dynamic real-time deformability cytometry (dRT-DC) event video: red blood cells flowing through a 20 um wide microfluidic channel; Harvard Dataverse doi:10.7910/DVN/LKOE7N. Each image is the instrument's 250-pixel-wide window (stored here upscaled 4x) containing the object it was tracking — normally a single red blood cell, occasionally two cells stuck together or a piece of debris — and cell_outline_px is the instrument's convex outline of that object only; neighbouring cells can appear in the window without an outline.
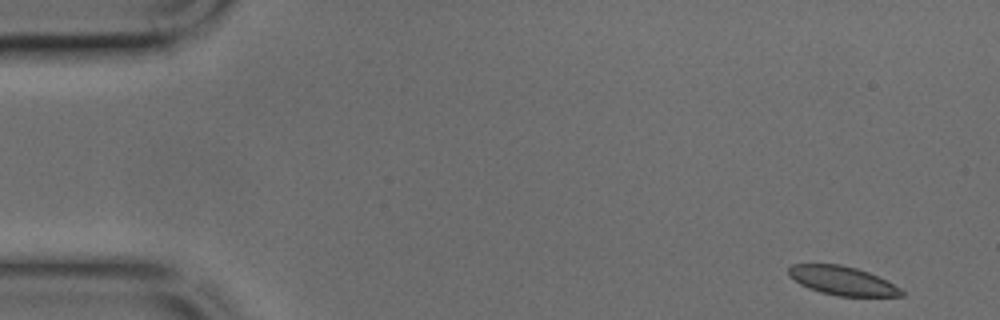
{"species": "common noctule bat (a hibernating species)", "species_latin": "Nyctalus noctula", "temperature_condition": "cold", "stored_images_in_passage": 43, "camera_frame_rate_fps": 3000, "um_per_image_px": 0.085, "animal": {"sex": "male", "body_mass_g": 17.9, "forearm_length_mm": 54.2}, "frame": {"image": 1, "passage_image": 1, "time_ms": 0.0, "image_size_px": [1000, 320], "cell_outline_px": [[904, 296], [836, 296], [820, 292], [808, 288], [800, 284], [788, 276], [788, 268], [792, 264], [840, 264], [856, 268], [868, 272], [900, 288], [904, 292]], "centroid_in_image_um": [71.55, 23.86], "position_along_channel_um": 13.5, "area_um2": 18.84}}
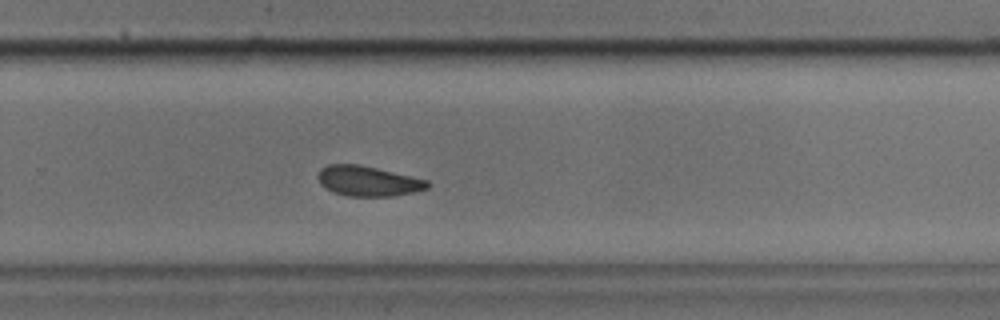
{"frame": {"image": 2, "passage_image": 28, "time_ms": 9.0, "image_size_px": [1000, 320], "cell_outline_px": [[432, 184], [428, 188], [412, 192], [392, 196], [348, 196], [332, 192], [324, 188], [320, 184], [316, 176], [320, 168], [328, 164], [360, 164], [428, 180]], "centroid_in_image_um": [31.24, 15.38], "position_along_channel_um": 298.6, "area_um2": 19.42}}
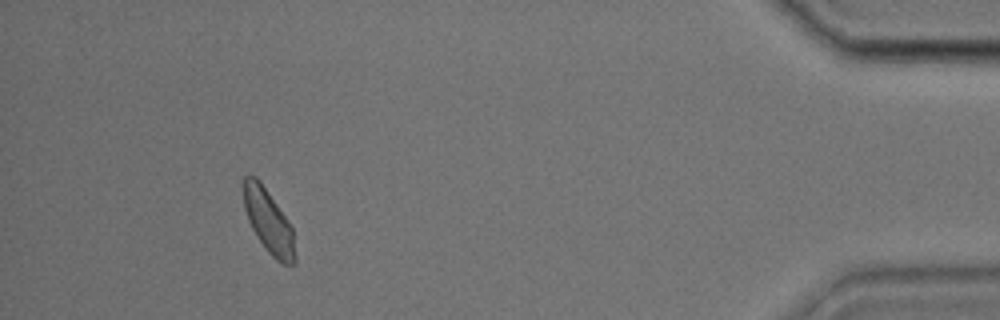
{"frame": {"image": 3, "passage_image": 40, "time_ms": 13.0, "image_size_px": [1000, 320], "cell_outline_px": [[296, 264], [284, 264], [276, 260], [268, 252], [256, 236], [248, 220], [244, 208], [244, 176], [256, 176], [260, 180], [292, 228], [296, 256]], "centroid_in_image_um": [22.83, 18.85], "position_along_channel_um": 412.4, "area_um2": 18.79}}